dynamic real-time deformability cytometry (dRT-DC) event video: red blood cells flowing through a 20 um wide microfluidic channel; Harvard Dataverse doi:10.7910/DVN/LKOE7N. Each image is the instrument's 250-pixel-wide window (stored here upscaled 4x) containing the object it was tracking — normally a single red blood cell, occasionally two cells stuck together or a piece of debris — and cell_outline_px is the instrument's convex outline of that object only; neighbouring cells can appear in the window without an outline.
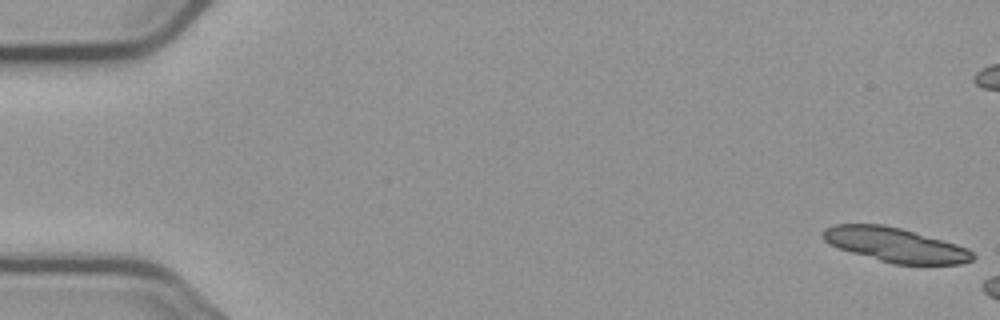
{"species": "common noctule bat (a hibernating species)", "species_latin": "Nyctalus noctula", "temperature_condition": "cold", "stored_images_in_passage": 3, "camera_frame_rate_fps": 3000, "um_per_image_px": 0.085, "animal": {"sex": "male", "body_mass_g": 23.1, "forearm_length_mm": 52.7}, "frame": {"image": 1, "passage_image": 1, "time_ms": 0.0, "image_size_px": [1000, 320], "cell_outline_px": [[976, 256], [972, 260], [960, 264], [892, 264], [852, 252], [828, 244], [820, 236], [820, 232], [824, 228], [836, 224], [884, 224], [900, 228], [944, 240], [968, 248]], "centroid_in_image_um": [76.07, 20.8], "position_along_channel_um": 8.9, "area_um2": 30.0}}